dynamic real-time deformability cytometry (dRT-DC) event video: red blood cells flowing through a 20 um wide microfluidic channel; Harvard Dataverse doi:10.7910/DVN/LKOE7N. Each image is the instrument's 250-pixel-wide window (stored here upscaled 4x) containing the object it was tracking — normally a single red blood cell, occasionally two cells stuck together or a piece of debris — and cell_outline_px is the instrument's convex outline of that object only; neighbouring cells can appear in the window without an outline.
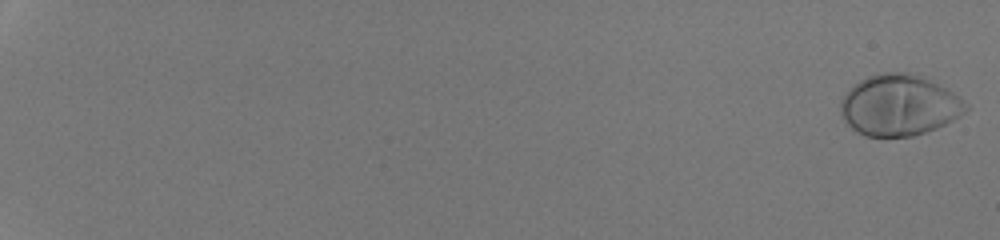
{"species": "human", "species_latin": "Homo sapiens", "temperature_condition": "room temperature", "stored_images_in_passage": 53, "camera_frame_rate_fps": 3000, "um_per_image_px": 0.085, "donor": {"sex": "male"}, "frame": {"image": 1, "passage_image": 1, "time_ms": 0.0, "image_size_px": [1000, 240], "cell_outline_px": [[968, 108], [960, 116], [936, 128], [912, 136], [864, 136], [856, 132], [844, 120], [840, 112], [840, 100], [852, 84], [868, 76], [880, 72], [912, 72], [960, 96]], "centroid_in_image_um": [76.37, 8.94], "position_along_channel_um": 8.6, "area_um2": 44.39}}
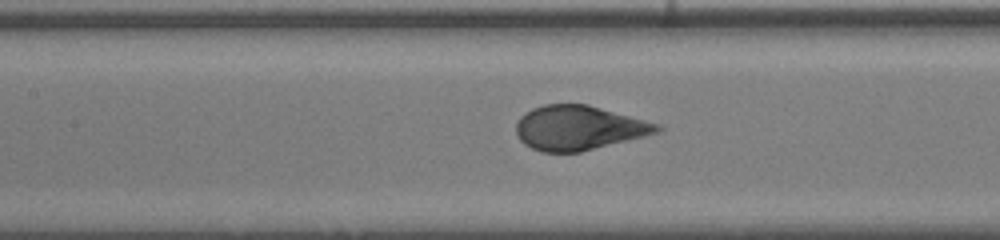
{"frame": {"image": 2, "passage_image": 30, "time_ms": 9.667, "image_size_px": [1000, 240], "cell_outline_px": [[664, 128], [660, 132], [580, 152], [540, 152], [524, 144], [516, 136], [516, 124], [520, 116], [532, 108], [544, 104], [588, 104], [660, 124]], "centroid_in_image_um": [49.18, 10.86], "position_along_channel_um": 158.2, "area_um2": 36.59}}
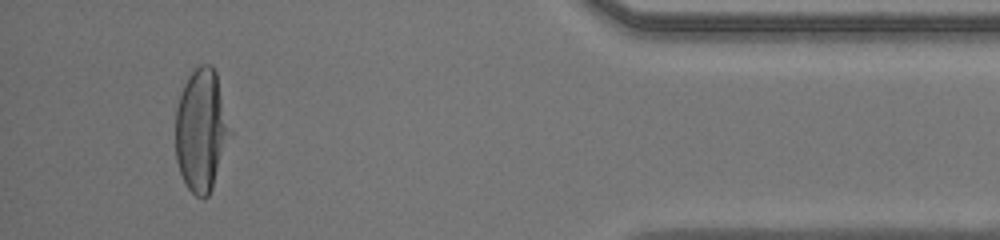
{"frame": {"image": 3, "passage_image": 51, "time_ms": 16.667, "image_size_px": [1000, 240], "cell_outline_px": [[232, 132], [212, 188], [208, 196], [204, 200], [196, 196], [188, 188], [180, 172], [176, 160], [176, 108], [184, 84], [188, 76], [200, 64], [212, 64], [216, 72]], "centroid_in_image_um": [17.12, 11.07], "position_along_channel_um": 418.1, "area_um2": 38.9}}